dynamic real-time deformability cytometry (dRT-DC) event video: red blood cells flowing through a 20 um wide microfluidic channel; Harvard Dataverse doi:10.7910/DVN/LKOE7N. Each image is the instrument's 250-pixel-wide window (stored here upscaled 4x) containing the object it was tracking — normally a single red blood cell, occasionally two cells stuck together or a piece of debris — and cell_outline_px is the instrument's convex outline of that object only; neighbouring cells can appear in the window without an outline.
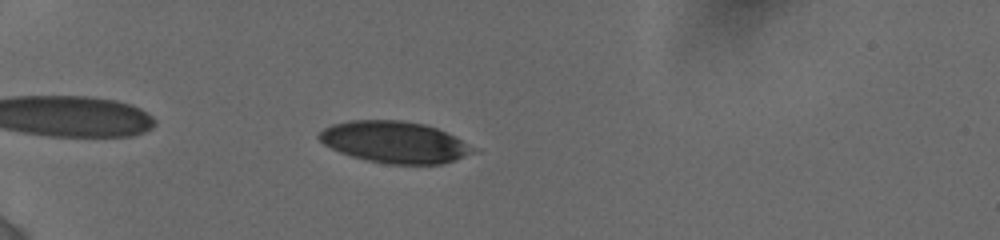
{"species": "human", "species_latin": "Homo sapiens", "temperature_condition": "cold", "stored_images_in_passage": 24, "camera_frame_rate_fps": 3000, "um_per_image_px": 0.085, "donor": {"sex": "female"}, "frame": {"image": 1, "passage_image": 8, "time_ms": 1.667, "image_size_px": [1000, 240], "cell_outline_px": [[480, 152], [440, 164], [388, 164], [368, 160], [352, 156], [340, 152], [324, 144], [316, 136], [324, 128], [332, 124], [352, 120], [400, 120], [424, 124], [436, 128], [480, 148]], "centroid_in_image_um": [33.6, 12.08], "position_along_channel_um": 51.4, "area_um2": 37.4}}
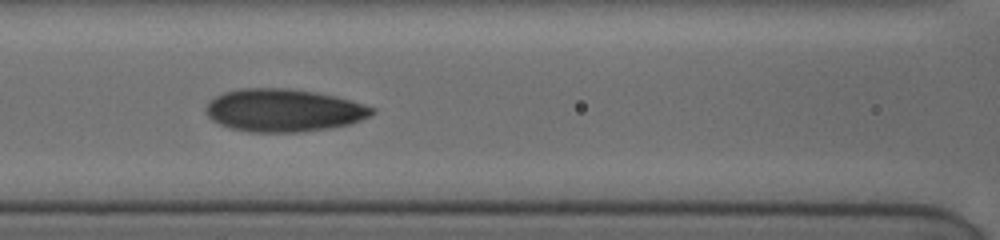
{"frame": {"image": 2, "passage_image": 21, "time_ms": 5.0, "image_size_px": [1000, 240], "cell_outline_px": [[376, 112], [372, 116], [348, 124], [328, 128], [300, 132], [248, 132], [228, 128], [212, 120], [204, 112], [204, 108], [208, 100], [224, 92], [240, 88], [288, 88], [312, 92], [332, 96], [348, 100], [376, 108]], "centroid_in_image_um": [24.05, 9.38], "position_along_channel_um": 142.6, "area_um2": 41.44}}
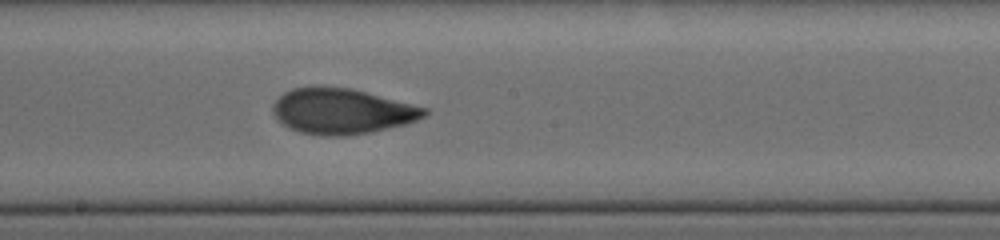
{"frame": {"image": 3, "passage_image": 24, "time_ms": 7.0, "image_size_px": [1000, 240], "cell_outline_px": [[428, 112], [424, 116], [416, 120], [404, 124], [372, 132], [348, 136], [320, 136], [300, 132], [284, 124], [272, 112], [272, 104], [284, 92], [292, 88], [352, 88], [428, 108]], "centroid_in_image_um": [29.08, 9.47], "position_along_channel_um": 219.1, "area_um2": 39.77}}